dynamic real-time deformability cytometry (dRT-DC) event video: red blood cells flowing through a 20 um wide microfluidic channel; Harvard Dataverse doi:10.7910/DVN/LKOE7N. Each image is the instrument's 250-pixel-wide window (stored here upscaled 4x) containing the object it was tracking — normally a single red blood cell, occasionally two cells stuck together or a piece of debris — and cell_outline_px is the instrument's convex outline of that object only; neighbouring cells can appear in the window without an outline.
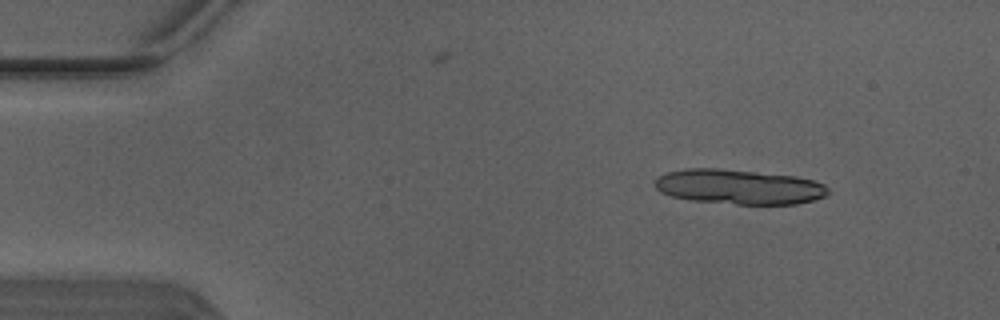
{"species": "Egyptian fruit bat (a non-hibernating species)", "species_latin": "Rousettus aegyptiacus", "temperature_condition": "warm", "stored_images_in_passage": 5, "segment_of_instrument_passage": [1, 2], "camera_frame_rate_fps": 3000, "um_per_image_px": 0.085, "animal": {"sex": "male"}, "frame": {"image": 1, "passage_image": 2, "time_ms": 0.333, "image_size_px": [1000, 320], "cell_outline_px": [[828, 192], [824, 196], [812, 200], [796, 204], [736, 204], [692, 200], [672, 196], [660, 192], [652, 184], [660, 176], [668, 172], [684, 168], [720, 168], [796, 176], [812, 180], [824, 184], [828, 188]], "centroid_in_image_um": [62.78, 15.87], "position_along_channel_um": 22.2, "area_um2": 35.08}}